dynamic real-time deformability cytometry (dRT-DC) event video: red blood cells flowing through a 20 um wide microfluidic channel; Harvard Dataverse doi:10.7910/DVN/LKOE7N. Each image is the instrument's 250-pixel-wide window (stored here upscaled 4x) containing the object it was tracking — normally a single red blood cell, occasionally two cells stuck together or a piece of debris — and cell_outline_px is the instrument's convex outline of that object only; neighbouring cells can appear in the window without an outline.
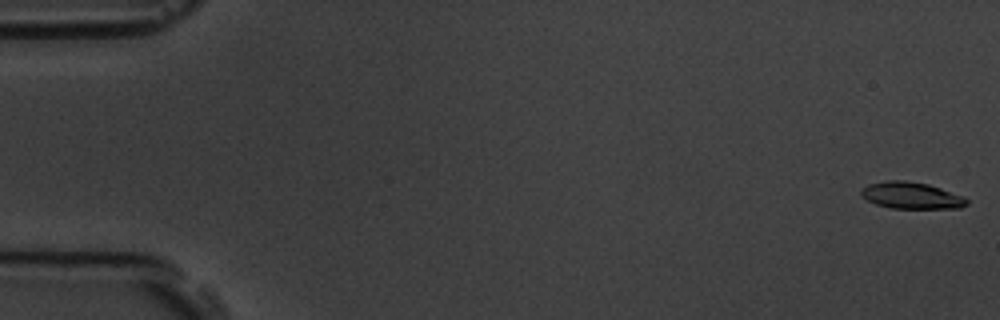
{"species": "common noctule bat (a hibernating species)", "species_latin": "Nyctalus noctula", "temperature_condition": "room temperature", "stored_images_in_passage": 5, "camera_frame_rate_fps": 3000, "um_per_image_px": 0.085, "animal": {"sex": "male", "body_mass_g": 19.5, "forearm_length_mm": 54.6}, "frame": {"image": 1, "passage_image": 1, "time_ms": 0.0, "image_size_px": [1000, 320], "cell_outline_px": [[968, 204], [960, 208], [892, 208], [876, 204], [860, 196], [860, 188], [868, 184], [888, 180], [904, 180], [928, 184], [964, 196], [968, 200]], "centroid_in_image_um": [77.44, 16.61], "position_along_channel_um": 7.6, "area_um2": 16.47}}
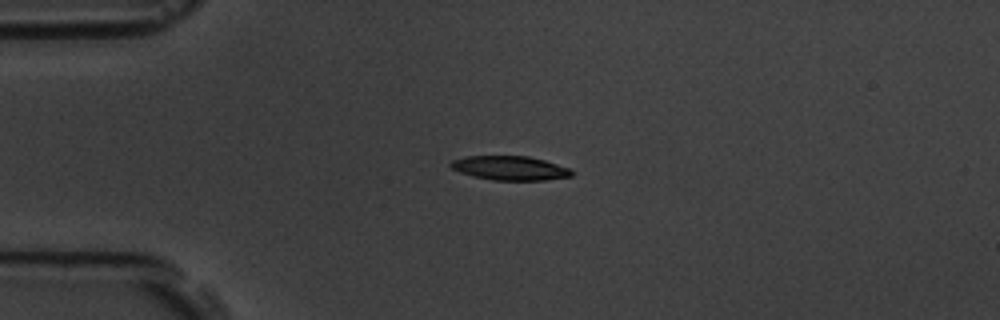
{"frame": {"image": 2, "passage_image": 4, "time_ms": 4.333, "image_size_px": [1000, 320], "cell_outline_px": [[572, 176], [544, 180], [492, 180], [472, 176], [460, 172], [452, 168], [448, 164], [452, 160], [468, 156], [528, 156], [544, 160], [568, 168], [572, 172]], "centroid_in_image_um": [43.31, 14.29], "position_along_channel_um": 41.7, "area_um2": 16.88}}